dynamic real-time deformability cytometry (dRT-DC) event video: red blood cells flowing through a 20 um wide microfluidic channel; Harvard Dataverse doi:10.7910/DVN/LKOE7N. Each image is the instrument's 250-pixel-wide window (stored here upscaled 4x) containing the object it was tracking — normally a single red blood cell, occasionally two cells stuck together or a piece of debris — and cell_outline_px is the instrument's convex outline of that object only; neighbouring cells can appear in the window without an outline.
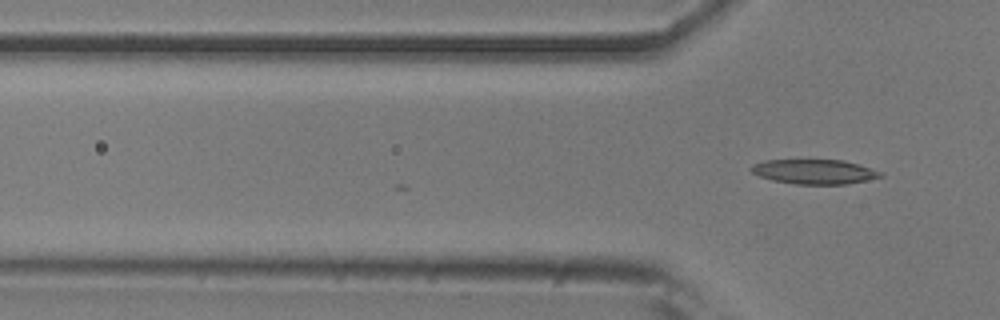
{"species": "common noctule bat (a hibernating species)", "species_latin": "Nyctalus noctula", "temperature_condition": "room temperature", "stored_images_in_passage": 15, "camera_frame_rate_fps": 3000, "um_per_image_px": 0.085, "animal": {"sex": "male", "body_mass_g": 20.5, "forearm_length_mm": 52.5}, "frame": {"image": 1, "passage_image": 15, "time_ms": 4.667, "image_size_px": [1000, 320], "cell_outline_px": [[884, 176], [868, 180], [848, 184], [796, 184], [772, 180], [760, 176], [752, 172], [748, 168], [752, 164], [764, 160], [844, 160], [860, 164], [880, 172]], "centroid_in_image_um": [69.21, 14.59], "position_along_channel_um": 56.6, "area_um2": 18.61}}